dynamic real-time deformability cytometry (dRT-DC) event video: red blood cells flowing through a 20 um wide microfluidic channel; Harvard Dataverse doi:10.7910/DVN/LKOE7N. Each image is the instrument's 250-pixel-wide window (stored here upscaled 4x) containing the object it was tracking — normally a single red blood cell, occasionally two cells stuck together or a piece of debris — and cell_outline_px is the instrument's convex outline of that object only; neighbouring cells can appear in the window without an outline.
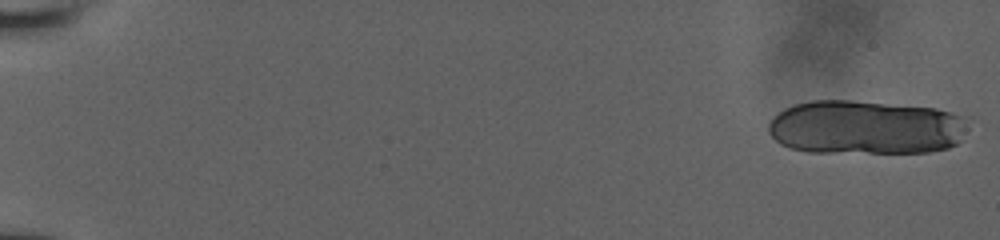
{"species": "human", "species_latin": "Homo sapiens", "temperature_condition": "room temperature", "stored_images_in_passage": 20, "camera_frame_rate_fps": 3000, "um_per_image_px": 0.085, "donor": {"sex": "male"}, "frame": {"image": 1, "passage_image": 1, "time_ms": 0.0, "image_size_px": [1000, 240], "cell_outline_px": [[964, 116], [960, 140], [956, 144], [948, 148], [928, 152], [808, 152], [792, 148], [780, 144], [768, 132], [768, 124], [772, 116], [784, 108], [796, 104], [812, 100], [848, 100], [936, 108], [952, 112]], "centroid_in_image_um": [73.5, 10.82], "position_along_channel_um": 11.5, "area_um2": 62.77}}